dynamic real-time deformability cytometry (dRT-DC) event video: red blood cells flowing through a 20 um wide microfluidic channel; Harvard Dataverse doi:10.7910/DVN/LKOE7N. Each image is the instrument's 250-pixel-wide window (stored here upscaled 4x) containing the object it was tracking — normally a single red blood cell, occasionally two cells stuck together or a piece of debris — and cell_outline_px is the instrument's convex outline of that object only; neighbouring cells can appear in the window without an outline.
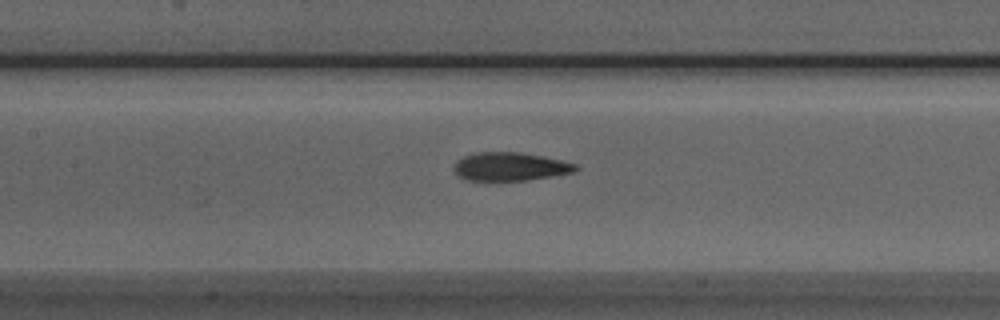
{"species": "Egyptian fruit bat (a non-hibernating species)", "species_latin": "Rousettus aegyptiacus", "temperature_condition": "room temperature", "stored_images_in_passage": 32, "camera_frame_rate_fps": 3000, "um_per_image_px": 0.085, "animal": {"sex": "male"}, "frame": {"image": 1, "passage_image": 9, "time_ms": 2.667, "image_size_px": [1000, 320], "cell_outline_px": [[580, 168], [576, 172], [528, 180], [468, 180], [460, 176], [452, 168], [456, 160], [464, 156], [476, 152], [520, 152], [560, 160], [576, 164]], "centroid_in_image_um": [43.37, 14.16], "position_along_channel_um": 164.0, "area_um2": 20.06}}
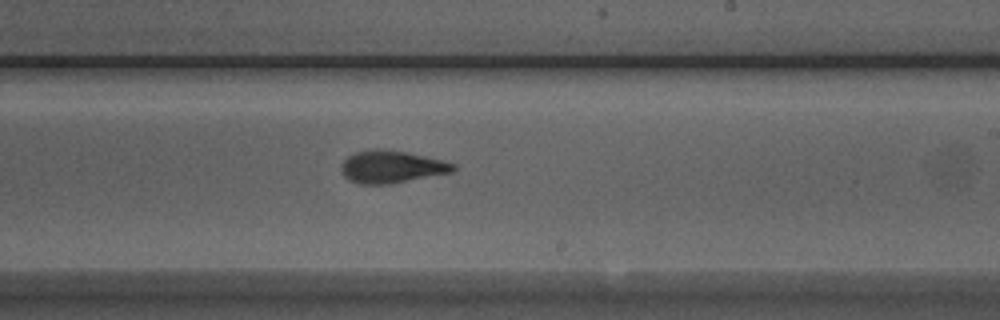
{"frame": {"image": 2, "passage_image": 16, "time_ms": 5.0, "image_size_px": [1000, 320], "cell_outline_px": [[456, 168], [452, 172], [392, 184], [360, 184], [348, 180], [344, 176], [340, 168], [340, 164], [348, 156], [356, 152], [376, 148], [404, 152], [424, 156], [456, 164]], "centroid_in_image_um": [33.24, 14.19], "position_along_channel_um": 255.8, "area_um2": 21.1}}
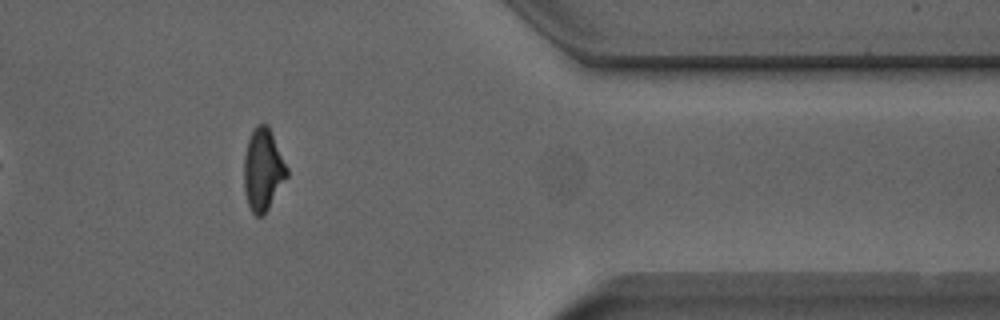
{"frame": {"image": 3, "passage_image": 28, "time_ms": 9.0, "image_size_px": [1000, 320], "cell_outline_px": [[288, 176], [268, 208], [260, 216], [256, 216], [252, 212], [248, 204], [244, 192], [244, 156], [248, 140], [256, 124], [268, 124], [288, 168]], "centroid_in_image_um": [22.35, 14.4], "position_along_channel_um": 389.0, "area_um2": 20.4}, "authors_computed_cell_mechanics": {"area_um2": 20.808, "velocity_mm_per_s": 3.9436, "shape_relaxation_time_tau1_ms": 4.2003, "shape_relaxation_time_tau2_ms": 1.1942, "deformation_change_tau1": 0.1997, "deformation_change_tau2": 0.0934}}